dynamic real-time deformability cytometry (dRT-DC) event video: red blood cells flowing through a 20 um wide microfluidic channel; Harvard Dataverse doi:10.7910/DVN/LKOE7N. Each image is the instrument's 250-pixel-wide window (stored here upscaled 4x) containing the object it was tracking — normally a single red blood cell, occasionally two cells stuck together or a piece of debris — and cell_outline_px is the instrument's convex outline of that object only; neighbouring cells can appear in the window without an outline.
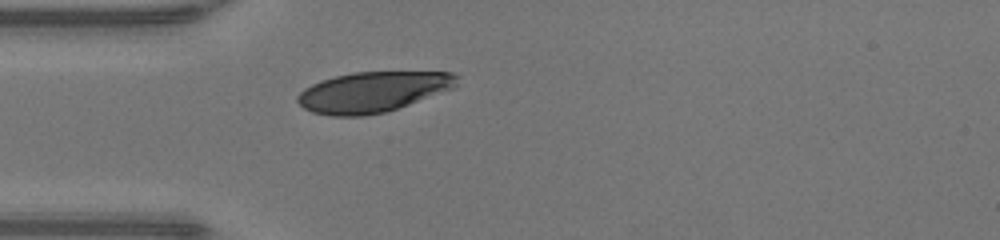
{"species": "human", "species_latin": "Homo sapiens", "temperature_condition": "warm", "stored_images_in_passage": 30, "camera_frame_rate_fps": 3000, "um_per_image_px": 0.085, "donor": {"sex": "male"}, "frame": {"image": 1, "passage_image": 1, "time_ms": 0.0, "image_size_px": [1000, 240], "cell_outline_px": [[460, 76], [456, 84], [452, 88], [408, 104], [384, 112], [364, 116], [332, 116], [312, 112], [304, 108], [296, 100], [296, 96], [304, 88], [312, 84], [336, 76], [352, 72], [452, 72]], "centroid_in_image_um": [31.66, 7.81], "position_along_channel_um": 53.3, "area_um2": 37.17}}
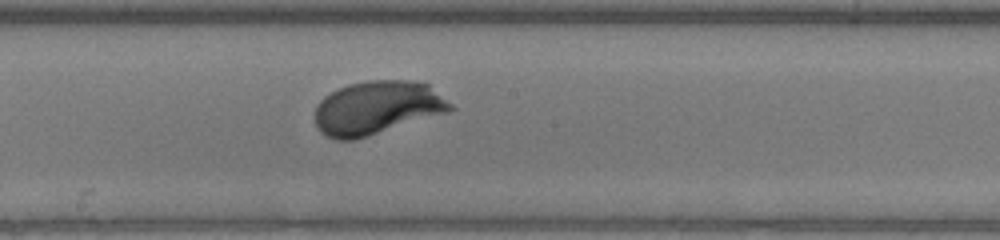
{"frame": {"image": 2, "passage_image": 13, "time_ms": 4.0, "image_size_px": [1000, 240], "cell_outline_px": [[456, 108], [448, 112], [368, 136], [352, 140], [336, 140], [320, 132], [316, 124], [316, 104], [324, 96], [348, 84], [368, 80], [412, 80], [428, 84], [452, 104]], "centroid_in_image_um": [32.05, 9.15], "position_along_channel_um": 216.1, "area_um2": 42.08}}
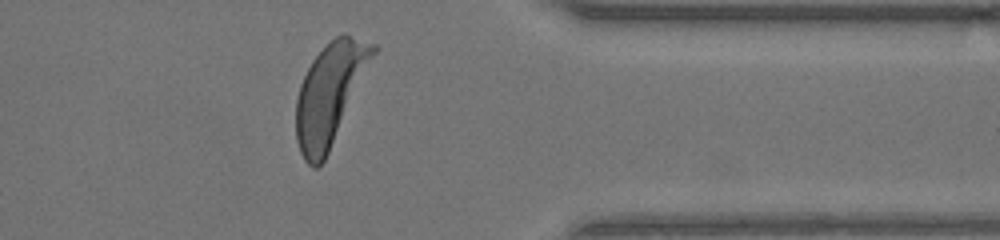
{"frame": {"image": 3, "passage_image": 26, "time_ms": 8.333, "image_size_px": [1000, 240], "cell_outline_px": [[380, 48], [324, 160], [316, 168], [312, 168], [304, 160], [300, 152], [296, 140], [296, 100], [300, 84], [312, 60], [336, 36], [348, 36], [376, 44]], "centroid_in_image_um": [28.06, 8.0], "position_along_channel_um": 383.3, "area_um2": 44.85}, "authors_computed_cell_mechanics": {"area_um2": 41.9917, "velocity_mm_per_s": 4.2208, "shape_relaxation_time_tau1_ms": 1.8793, "shape_relaxation_time_tau2_ms": null, "deformation_change_tau1": 0.1661, "deformation_change_tau2": null}}